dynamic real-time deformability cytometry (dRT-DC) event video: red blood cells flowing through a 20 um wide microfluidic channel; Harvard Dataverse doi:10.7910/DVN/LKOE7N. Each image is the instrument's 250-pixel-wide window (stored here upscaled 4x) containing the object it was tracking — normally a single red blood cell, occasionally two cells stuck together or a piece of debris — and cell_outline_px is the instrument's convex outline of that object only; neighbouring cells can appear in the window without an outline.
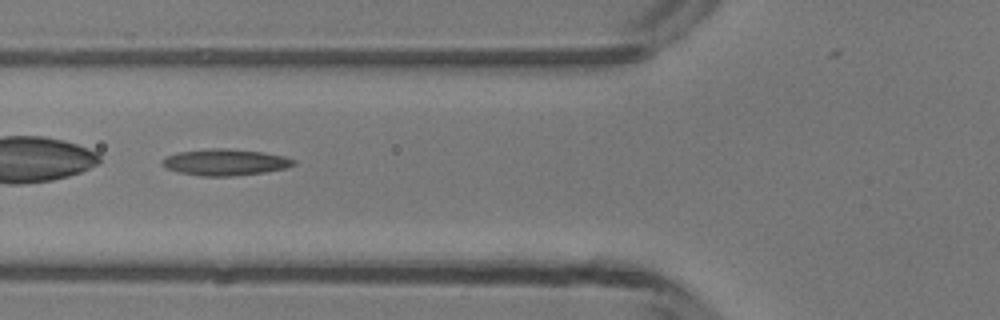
{"species": "common noctule bat (a hibernating species)", "species_latin": "Nyctalus noctula", "temperature_condition": "room temperature", "stored_images_in_passage": 2, "camera_frame_rate_fps": 3000, "um_per_image_px": 0.085, "animal": {"sex": "male", "body_mass_g": 13.3}, "frame": {"image": 1, "passage_image": 2, "time_ms": 1.0, "image_size_px": [1000, 320], "cell_outline_px": [[296, 164], [284, 168], [264, 172], [232, 176], [200, 176], [176, 172], [164, 168], [160, 164], [160, 160], [164, 156], [180, 152], [212, 148], [224, 148], [264, 152], [284, 156], [296, 160]], "centroid_in_image_um": [19.07, 13.79], "position_along_channel_um": 106.7, "area_um2": 20.4}}